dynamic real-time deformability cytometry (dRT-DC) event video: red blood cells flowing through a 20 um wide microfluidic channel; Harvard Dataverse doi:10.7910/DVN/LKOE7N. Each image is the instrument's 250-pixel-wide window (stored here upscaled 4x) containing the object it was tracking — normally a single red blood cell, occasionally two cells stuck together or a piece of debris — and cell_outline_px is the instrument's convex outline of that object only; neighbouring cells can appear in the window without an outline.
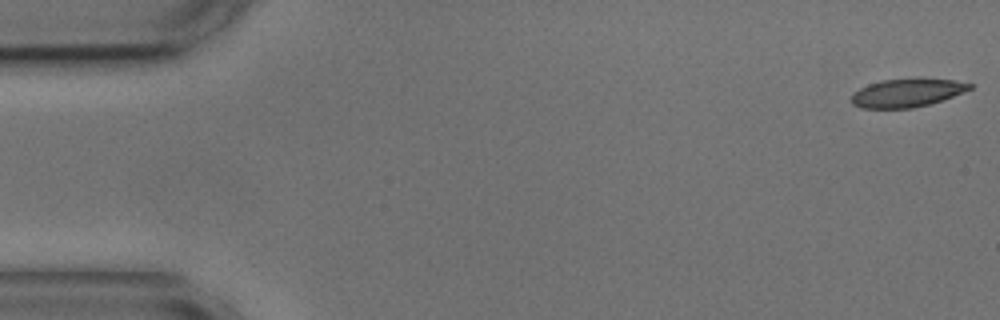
{"species": "common noctule bat (a hibernating species)", "species_latin": "Nyctalus noctula", "temperature_condition": "cold", "stored_images_in_passage": 54, "camera_frame_rate_fps": 3000, "um_per_image_px": 0.085, "animal": {"sex": "male", "body_mass_g": 17.9, "forearm_length_mm": 54.2}, "frame": {"image": 1, "passage_image": 1, "time_ms": 0.0, "image_size_px": [1000, 320], "cell_outline_px": [[972, 88], [952, 96], [928, 104], [912, 108], [860, 108], [852, 104], [852, 96], [860, 88], [868, 84], [880, 80], [916, 76], [952, 80], [972, 84]], "centroid_in_image_um": [77.08, 7.85], "position_along_channel_um": 7.9, "area_um2": 19.77}}
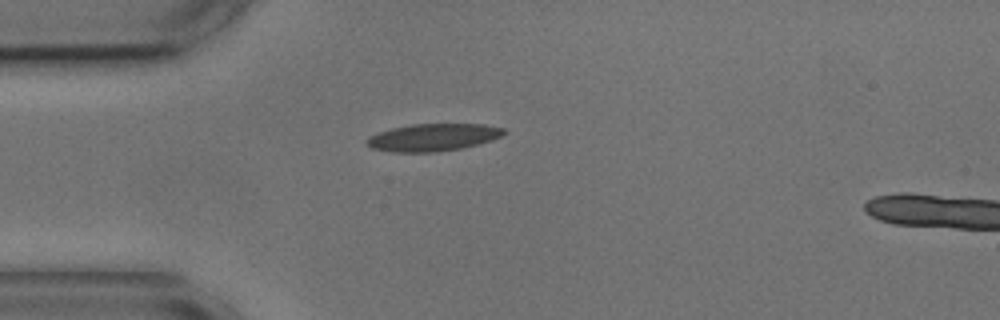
{"frame": {"image": 2, "passage_image": 14, "time_ms": 4.333, "image_size_px": [1000, 320], "cell_outline_px": [[508, 132], [492, 140], [460, 148], [436, 152], [392, 152], [372, 148], [364, 140], [368, 136], [392, 128], [412, 124], [484, 124], [504, 128]], "centroid_in_image_um": [36.8, 11.67], "position_along_channel_um": 48.2, "area_um2": 21.79}}
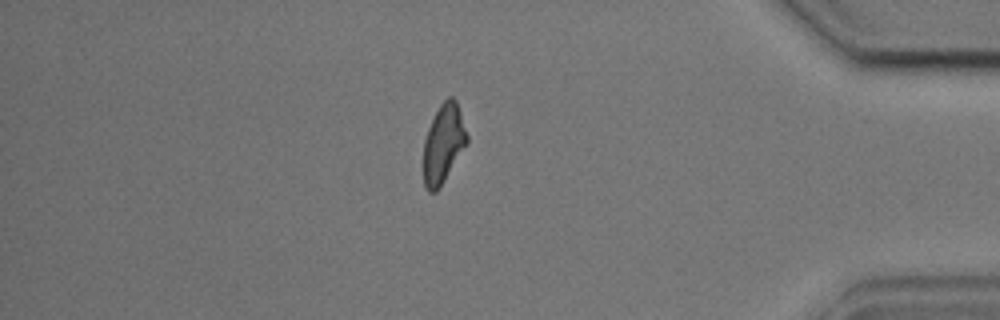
{"frame": {"image": 3, "passage_image": 47, "time_ms": 15.333, "image_size_px": [1000, 320], "cell_outline_px": [[468, 144], [440, 188], [436, 192], [428, 192], [424, 188], [424, 140], [428, 128], [440, 104], [448, 96], [452, 96], [456, 100], [468, 136]], "centroid_in_image_um": [37.7, 12.25], "position_along_channel_um": 397.5, "area_um2": 20.11}}